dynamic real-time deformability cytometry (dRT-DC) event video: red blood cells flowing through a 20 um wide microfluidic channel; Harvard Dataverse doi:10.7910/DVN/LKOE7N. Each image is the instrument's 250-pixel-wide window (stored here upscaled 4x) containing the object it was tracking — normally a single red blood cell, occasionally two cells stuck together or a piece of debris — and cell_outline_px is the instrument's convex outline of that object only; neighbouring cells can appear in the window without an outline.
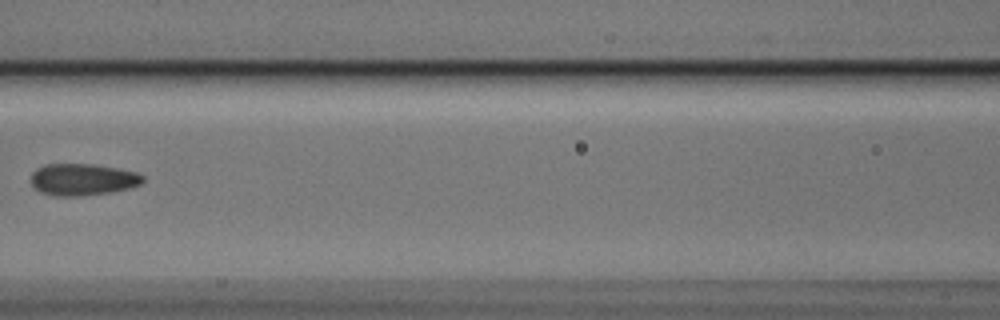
{"species": "Egyptian fruit bat (a non-hibernating species)", "species_latin": "Rousettus aegyptiacus", "temperature_condition": "cold", "stored_images_in_passage": 7, "camera_frame_rate_fps": 3000, "um_per_image_px": 0.085, "animal": {"sex": "male"}, "frame": {"image": 1, "passage_image": 7, "time_ms": 2.0, "image_size_px": [1000, 320], "cell_outline_px": [[144, 180], [140, 184], [128, 188], [112, 192], [84, 196], [56, 196], [40, 192], [32, 184], [32, 172], [36, 168], [44, 164], [92, 164], [116, 168], [136, 172], [144, 176]], "centroid_in_image_um": [7.02, 15.26], "position_along_channel_um": 159.6, "area_um2": 20.75}}